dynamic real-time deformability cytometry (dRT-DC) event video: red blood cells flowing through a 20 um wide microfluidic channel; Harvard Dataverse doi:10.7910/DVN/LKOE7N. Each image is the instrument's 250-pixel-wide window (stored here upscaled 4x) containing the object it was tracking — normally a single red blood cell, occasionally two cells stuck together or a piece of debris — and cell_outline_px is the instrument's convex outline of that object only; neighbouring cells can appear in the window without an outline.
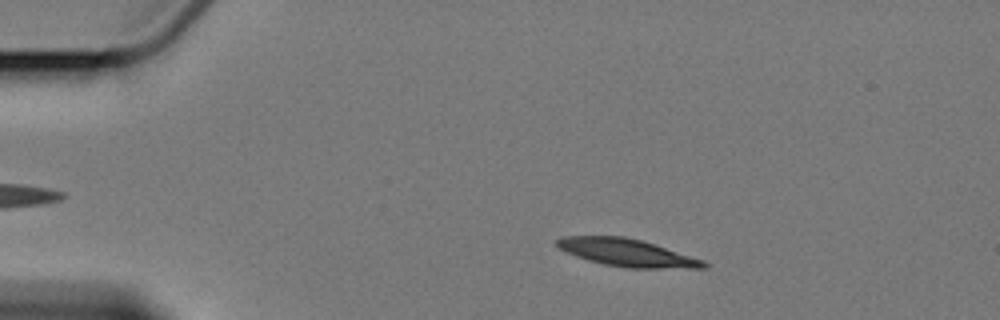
{"species": "Egyptian fruit bat (a non-hibernating species)", "species_latin": "Rousettus aegyptiacus", "temperature_condition": "cold", "stored_images_in_passage": 5, "camera_frame_rate_fps": 3000, "um_per_image_px": 0.085, "animal": {"sex": "female"}, "frame": {"image": 1, "passage_image": 2, "time_ms": 1.0, "image_size_px": [1000, 320], "cell_outline_px": [[708, 268], [628, 268], [604, 264], [588, 260], [576, 256], [560, 248], [556, 244], [556, 240], [564, 236], [624, 236], [640, 240], [704, 260], [708, 264]], "centroid_in_image_um": [53.31, 21.48], "position_along_channel_um": 31.7, "area_um2": 23.18}}
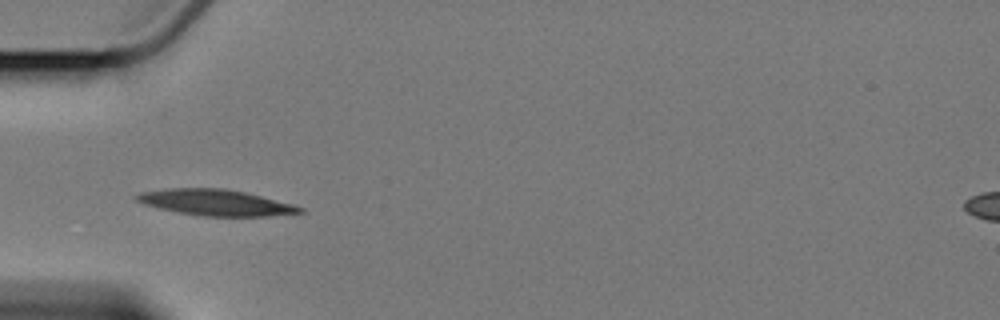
{"frame": {"image": 2, "passage_image": 4, "time_ms": 3.667, "image_size_px": [1000, 320], "cell_outline_px": [[304, 212], [268, 216], [204, 216], [176, 212], [144, 204], [136, 200], [132, 196], [140, 192], [168, 188], [224, 188], [244, 192], [292, 204], [304, 208]], "centroid_in_image_um": [18.29, 17.21], "position_along_channel_um": 66.7, "area_um2": 24.62}}